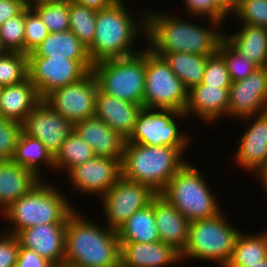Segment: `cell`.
<instances>
[{"label": "cell", "instance_id": "cell-1", "mask_svg": "<svg viewBox=\"0 0 267 267\" xmlns=\"http://www.w3.org/2000/svg\"><path fill=\"white\" fill-rule=\"evenodd\" d=\"M146 40L155 55L185 52L212 56L225 33L169 14L146 11ZM170 16V17H169ZM151 45V46H150Z\"/></svg>", "mask_w": 267, "mask_h": 267}, {"label": "cell", "instance_id": "cell-2", "mask_svg": "<svg viewBox=\"0 0 267 267\" xmlns=\"http://www.w3.org/2000/svg\"><path fill=\"white\" fill-rule=\"evenodd\" d=\"M75 210L67 219L64 263L84 267H120L117 231L97 225Z\"/></svg>", "mask_w": 267, "mask_h": 267}, {"label": "cell", "instance_id": "cell-3", "mask_svg": "<svg viewBox=\"0 0 267 267\" xmlns=\"http://www.w3.org/2000/svg\"><path fill=\"white\" fill-rule=\"evenodd\" d=\"M134 18L126 10L123 0L97 11L95 36L88 48L93 65L104 60L131 56L141 51L133 50L132 46L138 36L142 33L146 35V14L138 17V20Z\"/></svg>", "mask_w": 267, "mask_h": 267}, {"label": "cell", "instance_id": "cell-4", "mask_svg": "<svg viewBox=\"0 0 267 267\" xmlns=\"http://www.w3.org/2000/svg\"><path fill=\"white\" fill-rule=\"evenodd\" d=\"M185 149L126 142L121 160V176L145 184L160 194L170 179L187 163L182 157Z\"/></svg>", "mask_w": 267, "mask_h": 267}, {"label": "cell", "instance_id": "cell-5", "mask_svg": "<svg viewBox=\"0 0 267 267\" xmlns=\"http://www.w3.org/2000/svg\"><path fill=\"white\" fill-rule=\"evenodd\" d=\"M74 210L62 192L42 179L1 215L12 223L9 225L11 230L9 228L6 233L17 235L32 226L67 223V219Z\"/></svg>", "mask_w": 267, "mask_h": 267}, {"label": "cell", "instance_id": "cell-6", "mask_svg": "<svg viewBox=\"0 0 267 267\" xmlns=\"http://www.w3.org/2000/svg\"><path fill=\"white\" fill-rule=\"evenodd\" d=\"M200 170L186 163L160 193L190 222L216 216L221 212L217 199Z\"/></svg>", "mask_w": 267, "mask_h": 267}, {"label": "cell", "instance_id": "cell-7", "mask_svg": "<svg viewBox=\"0 0 267 267\" xmlns=\"http://www.w3.org/2000/svg\"><path fill=\"white\" fill-rule=\"evenodd\" d=\"M92 72L101 92L144 107L145 49L95 63Z\"/></svg>", "mask_w": 267, "mask_h": 267}, {"label": "cell", "instance_id": "cell-8", "mask_svg": "<svg viewBox=\"0 0 267 267\" xmlns=\"http://www.w3.org/2000/svg\"><path fill=\"white\" fill-rule=\"evenodd\" d=\"M225 218L221 211L214 217L191 221L188 241L180 254L181 260L192 258L214 261L224 267L230 259L240 233L229 221L226 222Z\"/></svg>", "mask_w": 267, "mask_h": 267}, {"label": "cell", "instance_id": "cell-9", "mask_svg": "<svg viewBox=\"0 0 267 267\" xmlns=\"http://www.w3.org/2000/svg\"><path fill=\"white\" fill-rule=\"evenodd\" d=\"M188 90L163 57L145 49L144 107L184 112Z\"/></svg>", "mask_w": 267, "mask_h": 267}, {"label": "cell", "instance_id": "cell-10", "mask_svg": "<svg viewBox=\"0 0 267 267\" xmlns=\"http://www.w3.org/2000/svg\"><path fill=\"white\" fill-rule=\"evenodd\" d=\"M185 116L187 117L184 112L172 109L142 107L133 132L126 142L149 146L188 147L190 137L179 131L176 121Z\"/></svg>", "mask_w": 267, "mask_h": 267}, {"label": "cell", "instance_id": "cell-11", "mask_svg": "<svg viewBox=\"0 0 267 267\" xmlns=\"http://www.w3.org/2000/svg\"><path fill=\"white\" fill-rule=\"evenodd\" d=\"M92 61L58 57H28V78L42 99L54 90L77 82L92 71Z\"/></svg>", "mask_w": 267, "mask_h": 267}, {"label": "cell", "instance_id": "cell-12", "mask_svg": "<svg viewBox=\"0 0 267 267\" xmlns=\"http://www.w3.org/2000/svg\"><path fill=\"white\" fill-rule=\"evenodd\" d=\"M98 90V82L90 71L77 82L54 90L43 100L74 125L76 122L95 116Z\"/></svg>", "mask_w": 267, "mask_h": 267}, {"label": "cell", "instance_id": "cell-13", "mask_svg": "<svg viewBox=\"0 0 267 267\" xmlns=\"http://www.w3.org/2000/svg\"><path fill=\"white\" fill-rule=\"evenodd\" d=\"M156 195L149 186L121 176L109 191L100 196L107 227L117 231L134 212L149 205Z\"/></svg>", "mask_w": 267, "mask_h": 267}, {"label": "cell", "instance_id": "cell-14", "mask_svg": "<svg viewBox=\"0 0 267 267\" xmlns=\"http://www.w3.org/2000/svg\"><path fill=\"white\" fill-rule=\"evenodd\" d=\"M121 160L95 156L67 173L70 184L81 193L103 196L121 177Z\"/></svg>", "mask_w": 267, "mask_h": 267}, {"label": "cell", "instance_id": "cell-15", "mask_svg": "<svg viewBox=\"0 0 267 267\" xmlns=\"http://www.w3.org/2000/svg\"><path fill=\"white\" fill-rule=\"evenodd\" d=\"M73 131V124L42 100L22 122V132L39 139L54 157Z\"/></svg>", "mask_w": 267, "mask_h": 267}, {"label": "cell", "instance_id": "cell-16", "mask_svg": "<svg viewBox=\"0 0 267 267\" xmlns=\"http://www.w3.org/2000/svg\"><path fill=\"white\" fill-rule=\"evenodd\" d=\"M267 111V66L257 67L229 87L228 116L245 118Z\"/></svg>", "mask_w": 267, "mask_h": 267}, {"label": "cell", "instance_id": "cell-17", "mask_svg": "<svg viewBox=\"0 0 267 267\" xmlns=\"http://www.w3.org/2000/svg\"><path fill=\"white\" fill-rule=\"evenodd\" d=\"M243 119L255 121L240 136L235 159L238 166L258 175L267 167V111Z\"/></svg>", "mask_w": 267, "mask_h": 267}, {"label": "cell", "instance_id": "cell-18", "mask_svg": "<svg viewBox=\"0 0 267 267\" xmlns=\"http://www.w3.org/2000/svg\"><path fill=\"white\" fill-rule=\"evenodd\" d=\"M65 232L66 223H51L26 228L16 236L22 247L60 267L65 258Z\"/></svg>", "mask_w": 267, "mask_h": 267}, {"label": "cell", "instance_id": "cell-19", "mask_svg": "<svg viewBox=\"0 0 267 267\" xmlns=\"http://www.w3.org/2000/svg\"><path fill=\"white\" fill-rule=\"evenodd\" d=\"M121 267H164L181 261L180 253L162 241L120 242Z\"/></svg>", "mask_w": 267, "mask_h": 267}, {"label": "cell", "instance_id": "cell-20", "mask_svg": "<svg viewBox=\"0 0 267 267\" xmlns=\"http://www.w3.org/2000/svg\"><path fill=\"white\" fill-rule=\"evenodd\" d=\"M153 212L160 240L181 254L188 241L190 221L160 194L153 198Z\"/></svg>", "mask_w": 267, "mask_h": 267}, {"label": "cell", "instance_id": "cell-21", "mask_svg": "<svg viewBox=\"0 0 267 267\" xmlns=\"http://www.w3.org/2000/svg\"><path fill=\"white\" fill-rule=\"evenodd\" d=\"M73 130L92 147L95 156L123 157L126 139L95 116L76 122Z\"/></svg>", "mask_w": 267, "mask_h": 267}, {"label": "cell", "instance_id": "cell-22", "mask_svg": "<svg viewBox=\"0 0 267 267\" xmlns=\"http://www.w3.org/2000/svg\"><path fill=\"white\" fill-rule=\"evenodd\" d=\"M141 108V105L123 101L98 90L95 117L127 140L133 132Z\"/></svg>", "mask_w": 267, "mask_h": 267}, {"label": "cell", "instance_id": "cell-23", "mask_svg": "<svg viewBox=\"0 0 267 267\" xmlns=\"http://www.w3.org/2000/svg\"><path fill=\"white\" fill-rule=\"evenodd\" d=\"M229 88L199 84L188 91L184 113L197 115L203 121L215 122L228 115Z\"/></svg>", "mask_w": 267, "mask_h": 267}, {"label": "cell", "instance_id": "cell-24", "mask_svg": "<svg viewBox=\"0 0 267 267\" xmlns=\"http://www.w3.org/2000/svg\"><path fill=\"white\" fill-rule=\"evenodd\" d=\"M42 179L13 160H0V211L28 193Z\"/></svg>", "mask_w": 267, "mask_h": 267}, {"label": "cell", "instance_id": "cell-25", "mask_svg": "<svg viewBox=\"0 0 267 267\" xmlns=\"http://www.w3.org/2000/svg\"><path fill=\"white\" fill-rule=\"evenodd\" d=\"M42 100L29 78L18 84L2 86L0 116L22 123Z\"/></svg>", "mask_w": 267, "mask_h": 267}, {"label": "cell", "instance_id": "cell-26", "mask_svg": "<svg viewBox=\"0 0 267 267\" xmlns=\"http://www.w3.org/2000/svg\"><path fill=\"white\" fill-rule=\"evenodd\" d=\"M240 31L224 39L257 67L267 66V28L242 24Z\"/></svg>", "mask_w": 267, "mask_h": 267}, {"label": "cell", "instance_id": "cell-27", "mask_svg": "<svg viewBox=\"0 0 267 267\" xmlns=\"http://www.w3.org/2000/svg\"><path fill=\"white\" fill-rule=\"evenodd\" d=\"M28 57H58L77 61H91L88 49L70 30L53 32Z\"/></svg>", "mask_w": 267, "mask_h": 267}, {"label": "cell", "instance_id": "cell-28", "mask_svg": "<svg viewBox=\"0 0 267 267\" xmlns=\"http://www.w3.org/2000/svg\"><path fill=\"white\" fill-rule=\"evenodd\" d=\"M119 242L151 243L161 241L153 212V199L149 205L134 212L117 230Z\"/></svg>", "mask_w": 267, "mask_h": 267}, {"label": "cell", "instance_id": "cell-29", "mask_svg": "<svg viewBox=\"0 0 267 267\" xmlns=\"http://www.w3.org/2000/svg\"><path fill=\"white\" fill-rule=\"evenodd\" d=\"M159 56L164 58L188 91L201 83L209 57L185 52L160 53Z\"/></svg>", "mask_w": 267, "mask_h": 267}, {"label": "cell", "instance_id": "cell-30", "mask_svg": "<svg viewBox=\"0 0 267 267\" xmlns=\"http://www.w3.org/2000/svg\"><path fill=\"white\" fill-rule=\"evenodd\" d=\"M12 160L20 166L32 170L40 178L43 176L40 175L42 168L40 164H45L48 168L50 166L51 170H55L54 157L44 144L39 139L27 136L23 132H21L17 141Z\"/></svg>", "mask_w": 267, "mask_h": 267}, {"label": "cell", "instance_id": "cell-31", "mask_svg": "<svg viewBox=\"0 0 267 267\" xmlns=\"http://www.w3.org/2000/svg\"><path fill=\"white\" fill-rule=\"evenodd\" d=\"M267 257V232L256 235L238 234L232 254L224 267H246Z\"/></svg>", "mask_w": 267, "mask_h": 267}, {"label": "cell", "instance_id": "cell-32", "mask_svg": "<svg viewBox=\"0 0 267 267\" xmlns=\"http://www.w3.org/2000/svg\"><path fill=\"white\" fill-rule=\"evenodd\" d=\"M95 157L92 147L80 138L74 130L62 143L60 150L54 156V168L56 171L65 170L68 173L77 165Z\"/></svg>", "mask_w": 267, "mask_h": 267}, {"label": "cell", "instance_id": "cell-33", "mask_svg": "<svg viewBox=\"0 0 267 267\" xmlns=\"http://www.w3.org/2000/svg\"><path fill=\"white\" fill-rule=\"evenodd\" d=\"M97 11L69 0V30L88 49L95 36Z\"/></svg>", "mask_w": 267, "mask_h": 267}, {"label": "cell", "instance_id": "cell-34", "mask_svg": "<svg viewBox=\"0 0 267 267\" xmlns=\"http://www.w3.org/2000/svg\"><path fill=\"white\" fill-rule=\"evenodd\" d=\"M32 9L39 15L49 33L69 30V0L40 4Z\"/></svg>", "mask_w": 267, "mask_h": 267}, {"label": "cell", "instance_id": "cell-35", "mask_svg": "<svg viewBox=\"0 0 267 267\" xmlns=\"http://www.w3.org/2000/svg\"><path fill=\"white\" fill-rule=\"evenodd\" d=\"M28 78V54L7 52L0 56V85L8 86Z\"/></svg>", "mask_w": 267, "mask_h": 267}, {"label": "cell", "instance_id": "cell-36", "mask_svg": "<svg viewBox=\"0 0 267 267\" xmlns=\"http://www.w3.org/2000/svg\"><path fill=\"white\" fill-rule=\"evenodd\" d=\"M217 52L224 58L232 82L245 79L257 66L236 51L224 38L220 41Z\"/></svg>", "mask_w": 267, "mask_h": 267}, {"label": "cell", "instance_id": "cell-37", "mask_svg": "<svg viewBox=\"0 0 267 267\" xmlns=\"http://www.w3.org/2000/svg\"><path fill=\"white\" fill-rule=\"evenodd\" d=\"M25 9L0 25V39L7 52L24 53Z\"/></svg>", "mask_w": 267, "mask_h": 267}, {"label": "cell", "instance_id": "cell-38", "mask_svg": "<svg viewBox=\"0 0 267 267\" xmlns=\"http://www.w3.org/2000/svg\"><path fill=\"white\" fill-rule=\"evenodd\" d=\"M233 11L243 24L267 28V0H238Z\"/></svg>", "mask_w": 267, "mask_h": 267}, {"label": "cell", "instance_id": "cell-39", "mask_svg": "<svg viewBox=\"0 0 267 267\" xmlns=\"http://www.w3.org/2000/svg\"><path fill=\"white\" fill-rule=\"evenodd\" d=\"M24 54H29L49 35L39 15L32 8H25Z\"/></svg>", "mask_w": 267, "mask_h": 267}, {"label": "cell", "instance_id": "cell-40", "mask_svg": "<svg viewBox=\"0 0 267 267\" xmlns=\"http://www.w3.org/2000/svg\"><path fill=\"white\" fill-rule=\"evenodd\" d=\"M183 2L186 10L189 11L188 14L191 13L195 18L201 15L206 17L210 20L212 28L220 26L229 15L217 0H183Z\"/></svg>", "mask_w": 267, "mask_h": 267}, {"label": "cell", "instance_id": "cell-41", "mask_svg": "<svg viewBox=\"0 0 267 267\" xmlns=\"http://www.w3.org/2000/svg\"><path fill=\"white\" fill-rule=\"evenodd\" d=\"M21 132L22 123L0 116V160L13 159Z\"/></svg>", "mask_w": 267, "mask_h": 267}, {"label": "cell", "instance_id": "cell-42", "mask_svg": "<svg viewBox=\"0 0 267 267\" xmlns=\"http://www.w3.org/2000/svg\"><path fill=\"white\" fill-rule=\"evenodd\" d=\"M231 79L224 58L216 52L207 58L206 68L201 84L229 88Z\"/></svg>", "mask_w": 267, "mask_h": 267}, {"label": "cell", "instance_id": "cell-43", "mask_svg": "<svg viewBox=\"0 0 267 267\" xmlns=\"http://www.w3.org/2000/svg\"><path fill=\"white\" fill-rule=\"evenodd\" d=\"M2 233L0 236V267H15L20 248L19 240L16 235Z\"/></svg>", "mask_w": 267, "mask_h": 267}, {"label": "cell", "instance_id": "cell-44", "mask_svg": "<svg viewBox=\"0 0 267 267\" xmlns=\"http://www.w3.org/2000/svg\"><path fill=\"white\" fill-rule=\"evenodd\" d=\"M15 267H55L35 251L20 245Z\"/></svg>", "mask_w": 267, "mask_h": 267}, {"label": "cell", "instance_id": "cell-45", "mask_svg": "<svg viewBox=\"0 0 267 267\" xmlns=\"http://www.w3.org/2000/svg\"><path fill=\"white\" fill-rule=\"evenodd\" d=\"M23 0H0V25L25 9Z\"/></svg>", "mask_w": 267, "mask_h": 267}, {"label": "cell", "instance_id": "cell-46", "mask_svg": "<svg viewBox=\"0 0 267 267\" xmlns=\"http://www.w3.org/2000/svg\"><path fill=\"white\" fill-rule=\"evenodd\" d=\"M90 9L99 11L112 6L118 0H71Z\"/></svg>", "mask_w": 267, "mask_h": 267}, {"label": "cell", "instance_id": "cell-47", "mask_svg": "<svg viewBox=\"0 0 267 267\" xmlns=\"http://www.w3.org/2000/svg\"><path fill=\"white\" fill-rule=\"evenodd\" d=\"M217 2L229 13L236 8L238 0H217Z\"/></svg>", "mask_w": 267, "mask_h": 267}, {"label": "cell", "instance_id": "cell-48", "mask_svg": "<svg viewBox=\"0 0 267 267\" xmlns=\"http://www.w3.org/2000/svg\"><path fill=\"white\" fill-rule=\"evenodd\" d=\"M59 0H23L25 7L32 8L40 4L51 3Z\"/></svg>", "mask_w": 267, "mask_h": 267}, {"label": "cell", "instance_id": "cell-49", "mask_svg": "<svg viewBox=\"0 0 267 267\" xmlns=\"http://www.w3.org/2000/svg\"><path fill=\"white\" fill-rule=\"evenodd\" d=\"M258 176L260 177L261 184L264 186L266 194H267V167L263 169Z\"/></svg>", "mask_w": 267, "mask_h": 267}, {"label": "cell", "instance_id": "cell-50", "mask_svg": "<svg viewBox=\"0 0 267 267\" xmlns=\"http://www.w3.org/2000/svg\"><path fill=\"white\" fill-rule=\"evenodd\" d=\"M246 267H267V257L259 261V263L247 264Z\"/></svg>", "mask_w": 267, "mask_h": 267}, {"label": "cell", "instance_id": "cell-51", "mask_svg": "<svg viewBox=\"0 0 267 267\" xmlns=\"http://www.w3.org/2000/svg\"><path fill=\"white\" fill-rule=\"evenodd\" d=\"M7 53V50L4 48L2 41L0 39V56H3Z\"/></svg>", "mask_w": 267, "mask_h": 267}, {"label": "cell", "instance_id": "cell-52", "mask_svg": "<svg viewBox=\"0 0 267 267\" xmlns=\"http://www.w3.org/2000/svg\"><path fill=\"white\" fill-rule=\"evenodd\" d=\"M60 267H84V266L63 263Z\"/></svg>", "mask_w": 267, "mask_h": 267}]
</instances>
